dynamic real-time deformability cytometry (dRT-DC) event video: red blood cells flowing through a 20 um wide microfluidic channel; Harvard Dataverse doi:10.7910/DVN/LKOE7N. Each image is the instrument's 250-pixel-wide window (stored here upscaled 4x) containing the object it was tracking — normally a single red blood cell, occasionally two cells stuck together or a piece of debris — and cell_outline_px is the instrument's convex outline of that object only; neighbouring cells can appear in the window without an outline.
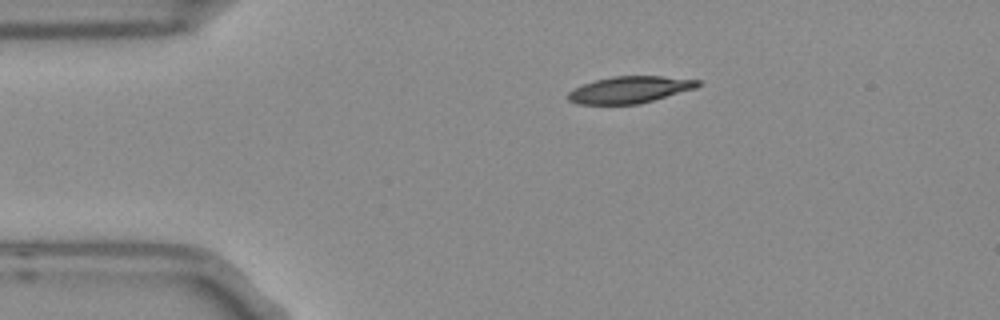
{"species": "Egyptian fruit bat (a non-hibernating species)", "species_latin": "Rousettus aegyptiacus", "temperature_condition": "room temperature", "stored_images_in_passage": 4, "camera_frame_rate_fps": 3000, "um_per_image_px": 0.085, "frame": {"image": 1, "passage_image": 1, "time_ms": 0.0, "image_size_px": [1000, 320], "cell_outline_px": [[700, 84], [696, 88], [640, 104], [576, 104], [568, 100], [568, 92], [584, 84], [596, 80], [612, 76], [660, 76], [700, 80]], "centroid_in_image_um": [53.53, 7.63], "position_along_channel_um": 31.5, "area_um2": 20.11}}
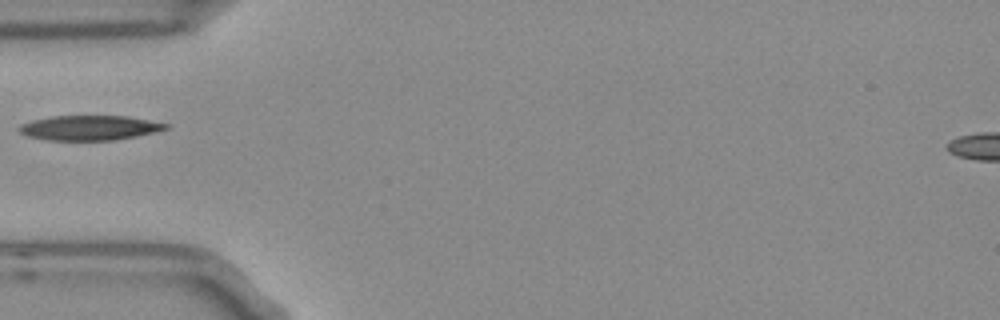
{"frame": {"image": 2, "passage_image": 3, "time_ms": 0.667, "image_size_px": [1000, 320], "cell_outline_px": [[172, 124], [168, 128], [136, 136], [112, 140], [48, 140], [28, 136], [20, 132], [16, 128], [20, 124], [32, 120], [52, 116], [128, 116]], "centroid_in_image_um": [7.6, 10.85], "position_along_channel_um": 77.4, "area_um2": 21.15}}